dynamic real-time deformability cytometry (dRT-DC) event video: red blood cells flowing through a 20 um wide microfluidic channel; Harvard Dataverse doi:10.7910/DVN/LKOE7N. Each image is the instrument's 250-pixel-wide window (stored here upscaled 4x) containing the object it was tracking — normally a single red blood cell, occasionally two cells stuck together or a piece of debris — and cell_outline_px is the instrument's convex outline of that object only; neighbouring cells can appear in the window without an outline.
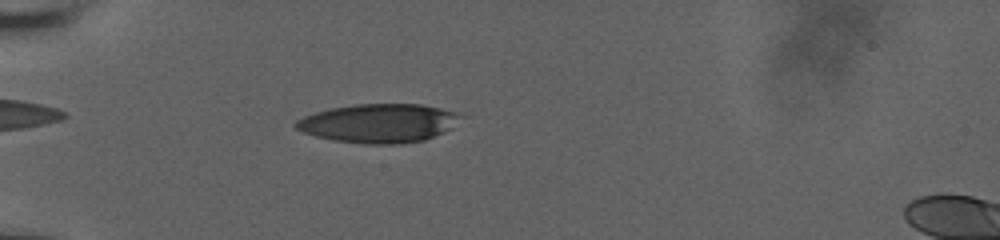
{"species": "human", "species_latin": "Homo sapiens", "temperature_condition": "room temperature", "stored_images_in_passage": 43, "camera_frame_rate_fps": 3000, "um_per_image_px": 0.085, "donor": {"sex": "male"}, "frame": {"image": 1, "passage_image": 6, "time_ms": 1.667, "image_size_px": [1000, 240], "cell_outline_px": [[464, 116], [452, 128], [444, 132], [424, 140], [400, 144], [364, 144], [332, 140], [316, 136], [304, 132], [296, 128], [292, 124], [296, 120], [304, 116], [316, 112], [332, 108], [356, 104], [420, 104], [440, 108], [456, 112]], "centroid_in_image_um": [32.21, 10.48], "position_along_channel_um": 52.8, "area_um2": 37.34}}
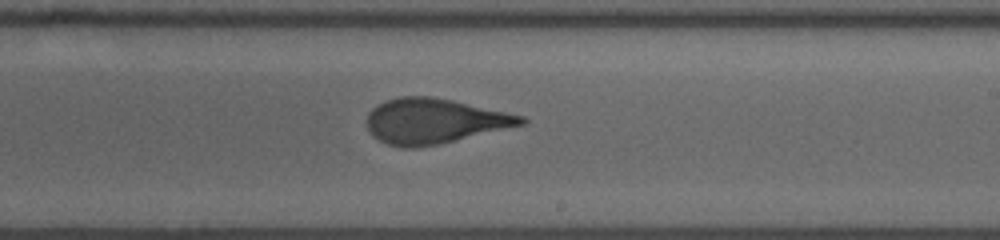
{"frame": {"image": 2, "passage_image": 23, "time_ms": 7.333, "image_size_px": [1000, 240], "cell_outline_px": [[528, 120], [524, 124], [440, 144], [416, 148], [404, 148], [388, 144], [372, 136], [368, 132], [368, 112], [372, 108], [384, 100], [400, 96], [432, 96], [452, 100], [524, 116]], "centroid_in_image_um": [36.88, 10.29], "position_along_channel_um": 252.1, "area_um2": 40.46}}
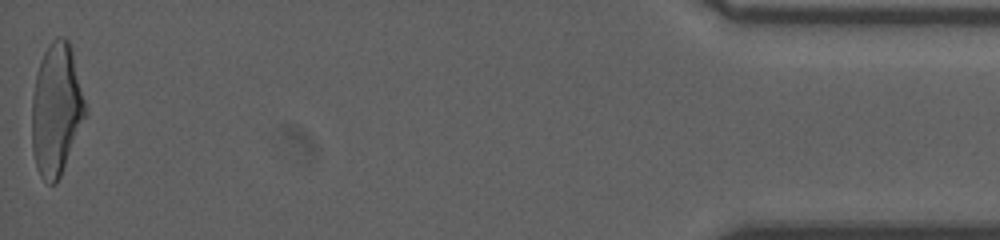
{"frame": {"image": 3, "passage_image": 43, "time_ms": 14.0, "image_size_px": [1000, 240], "cell_outline_px": [[88, 112], [60, 176], [56, 184], [48, 184], [40, 176], [36, 164], [32, 148], [32, 96], [36, 72], [40, 60], [48, 44], [56, 36], [64, 36], [68, 40], [72, 48]], "centroid_in_image_um": [4.79, 9.27], "position_along_channel_um": 430.4, "area_um2": 41.44}, "authors_computed_cell_mechanics": {"area_um2": 40.46, "velocity_mm_per_s": 3.9339, "shape_relaxation_time_tau1_ms": 6.8985, "shape_relaxation_time_tau2_ms": 1.3845, "deformation_change_tau1": 0.2598, "deformation_change_tau2": 0.1065}}